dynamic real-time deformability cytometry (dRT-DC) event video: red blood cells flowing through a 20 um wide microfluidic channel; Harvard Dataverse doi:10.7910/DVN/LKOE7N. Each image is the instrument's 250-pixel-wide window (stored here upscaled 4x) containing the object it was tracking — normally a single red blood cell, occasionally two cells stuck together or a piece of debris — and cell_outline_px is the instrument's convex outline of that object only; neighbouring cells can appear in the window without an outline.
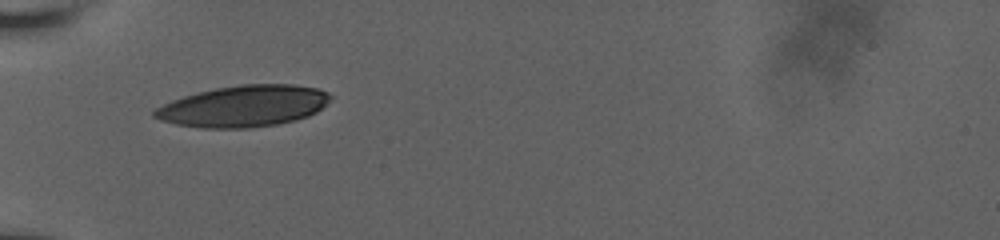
{"species": "human", "species_latin": "Homo sapiens", "temperature_condition": "room temperature", "stored_images_in_passage": 4, "camera_frame_rate_fps": 3000, "um_per_image_px": 0.085, "donor": {"sex": "male"}, "frame": {"image": 1, "passage_image": 1, "time_ms": 0.0, "image_size_px": [1000, 240], "cell_outline_px": [[332, 96], [316, 112], [308, 116], [296, 120], [276, 124], [248, 128], [204, 128], [176, 124], [160, 120], [152, 116], [152, 112], [156, 108], [172, 100], [196, 92], [216, 88], [240, 84], [296, 84], [316, 88], [328, 92]], "centroid_in_image_um": [20.69, 9.01], "position_along_channel_um": 64.3, "area_um2": 42.37}}